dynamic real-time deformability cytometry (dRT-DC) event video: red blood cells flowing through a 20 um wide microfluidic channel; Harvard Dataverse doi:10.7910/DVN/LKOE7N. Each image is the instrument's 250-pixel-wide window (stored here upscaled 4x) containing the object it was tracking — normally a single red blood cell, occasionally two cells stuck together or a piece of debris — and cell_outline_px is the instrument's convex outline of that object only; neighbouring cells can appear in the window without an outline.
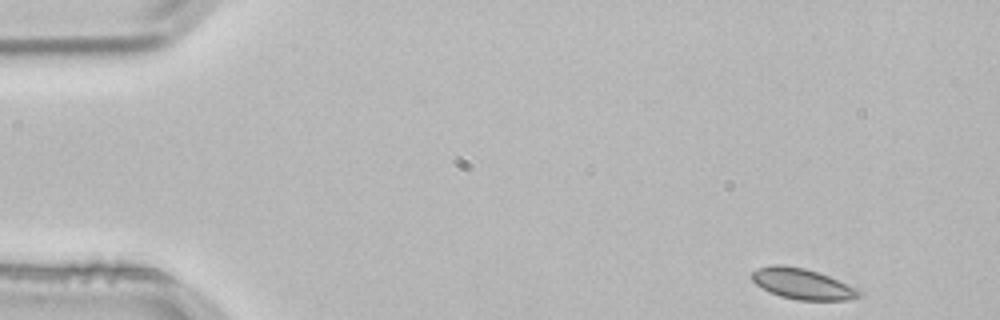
{"species": "common noctule bat (a hibernating species)", "species_latin": "Nyctalus noctula", "temperature_condition": "room temperature", "stored_images_in_passage": 4, "segment_of_instrument_passage": [1, 2], "camera_frame_rate_fps": 3000, "um_per_image_px": 0.085, "animal": {"sex": "male", "body_mass_g": 21.5, "forearm_length_mm": 52.0}, "frame": {"image": 1, "passage_image": 1, "time_ms": 0.0, "image_size_px": [1000, 320], "cell_outline_px": [[864, 296], [848, 300], [796, 300], [780, 296], [756, 284], [752, 280], [752, 272], [760, 268], [772, 264], [780, 264], [804, 268], [828, 276], [856, 288], [864, 292]], "centroid_in_image_um": [68.25, 24.14], "position_along_channel_um": 16.8, "area_um2": 19.02}}